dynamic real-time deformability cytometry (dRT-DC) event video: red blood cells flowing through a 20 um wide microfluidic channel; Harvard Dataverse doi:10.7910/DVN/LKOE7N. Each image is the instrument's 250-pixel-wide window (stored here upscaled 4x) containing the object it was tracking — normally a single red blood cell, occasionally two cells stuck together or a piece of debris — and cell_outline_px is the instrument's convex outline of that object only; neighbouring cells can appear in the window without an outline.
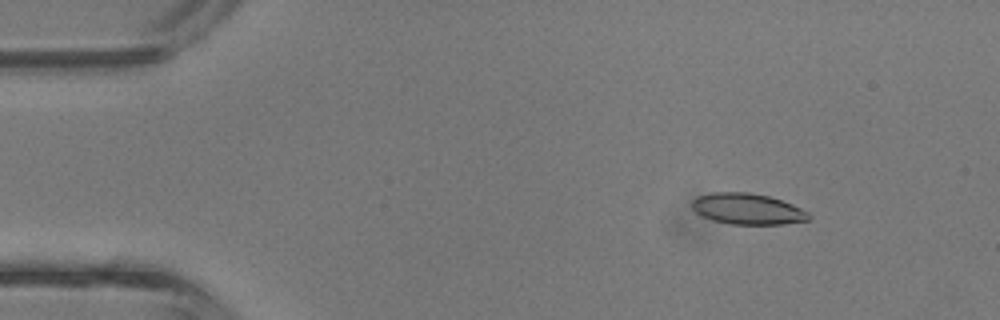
{"species": "common noctule bat (a hibernating species)", "species_latin": "Nyctalus noctula", "temperature_condition": "room temperature", "stored_images_in_passage": 4, "camera_frame_rate_fps": 3000, "um_per_image_px": 0.085, "animal": {"sex": "male", "body_mass_g": 13.3}, "frame": {"image": 1, "passage_image": 2, "time_ms": 0.333, "image_size_px": [1000, 320], "cell_outline_px": [[812, 216], [808, 220], [784, 224], [732, 224], [712, 220], [700, 216], [692, 208], [692, 200], [696, 196], [712, 192], [748, 192], [768, 196], [792, 204], [808, 212]], "centroid_in_image_um": [63.51, 17.75], "position_along_channel_um": 21.5, "area_um2": 21.15}}
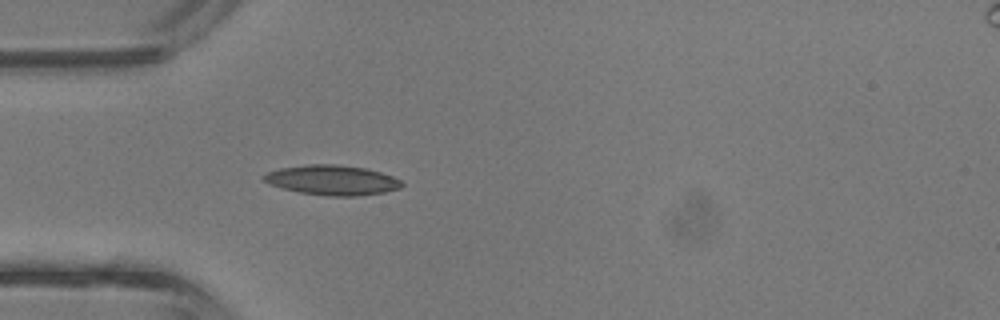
{"frame": {"image": 2, "passage_image": 4, "time_ms": 1.0, "image_size_px": [1000, 320], "cell_outline_px": [[404, 184], [400, 188], [384, 192], [360, 196], [328, 196], [300, 192], [268, 184], [260, 176], [268, 172], [280, 168], [308, 164], [336, 164], [364, 168], [380, 172], [392, 176], [400, 180]], "centroid_in_image_um": [28.23, 15.31], "position_along_channel_um": 56.8, "area_um2": 23.99}}